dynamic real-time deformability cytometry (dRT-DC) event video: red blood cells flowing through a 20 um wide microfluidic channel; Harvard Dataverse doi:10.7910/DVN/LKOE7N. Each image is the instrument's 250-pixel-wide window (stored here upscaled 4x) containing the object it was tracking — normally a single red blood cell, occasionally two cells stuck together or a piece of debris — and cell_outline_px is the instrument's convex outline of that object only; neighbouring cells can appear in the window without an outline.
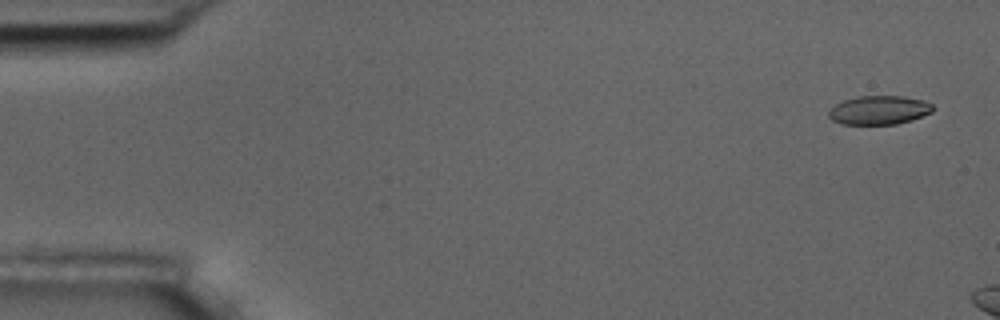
{"species": "common noctule bat (a hibernating species)", "species_latin": "Nyctalus noctula", "temperature_condition": "room temperature", "stored_images_in_passage": 3, "camera_frame_rate_fps": 3000, "um_per_image_px": 0.085, "animal": {"sex": "male", "body_mass_g": 17.5, "forearm_length_mm": 52.3}, "frame": {"image": 1, "passage_image": 1, "time_ms": 0.0, "image_size_px": [1000, 320], "cell_outline_px": [[936, 108], [932, 112], [912, 120], [896, 124], [840, 124], [832, 120], [828, 116], [828, 112], [836, 104], [844, 100], [856, 96], [904, 96], [924, 100], [932, 104]], "centroid_in_image_um": [74.75, 9.36], "position_along_channel_um": 10.3, "area_um2": 17.63}}